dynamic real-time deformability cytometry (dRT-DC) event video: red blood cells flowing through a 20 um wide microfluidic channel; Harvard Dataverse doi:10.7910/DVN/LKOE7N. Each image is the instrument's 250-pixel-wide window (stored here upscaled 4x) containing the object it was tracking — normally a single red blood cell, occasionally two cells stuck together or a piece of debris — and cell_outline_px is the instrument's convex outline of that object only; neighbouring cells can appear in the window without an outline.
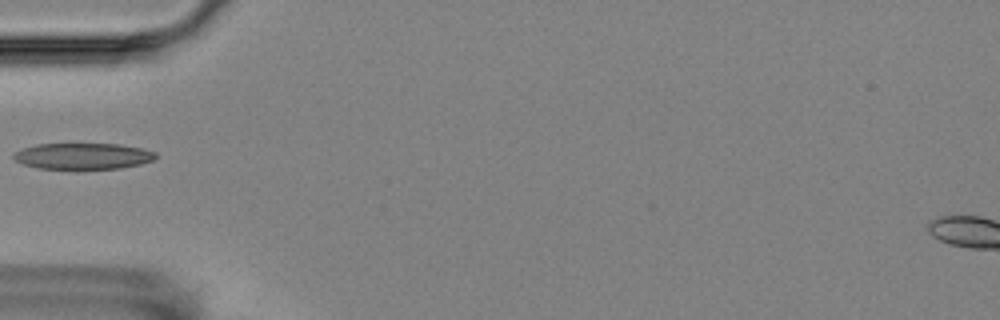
{"species": "Egyptian fruit bat (a non-hibernating species)", "species_latin": "Rousettus aegyptiacus", "temperature_condition": "room temperature", "stored_images_in_passage": 1, "camera_frame_rate_fps": 3000, "um_per_image_px": 0.085, "animal": {"sex": "female"}, "frame": {"image": 1, "passage_image": 1, "time_ms": 0.0, "image_size_px": [1000, 320], "cell_outline_px": [[156, 156], [152, 160], [140, 164], [120, 168], [36, 168], [24, 164], [16, 160], [12, 156], [12, 152], [36, 144], [116, 144], [144, 148], [156, 152]], "centroid_in_image_um": [7.04, 13.26], "position_along_channel_um": 78.0, "area_um2": 21.44}}